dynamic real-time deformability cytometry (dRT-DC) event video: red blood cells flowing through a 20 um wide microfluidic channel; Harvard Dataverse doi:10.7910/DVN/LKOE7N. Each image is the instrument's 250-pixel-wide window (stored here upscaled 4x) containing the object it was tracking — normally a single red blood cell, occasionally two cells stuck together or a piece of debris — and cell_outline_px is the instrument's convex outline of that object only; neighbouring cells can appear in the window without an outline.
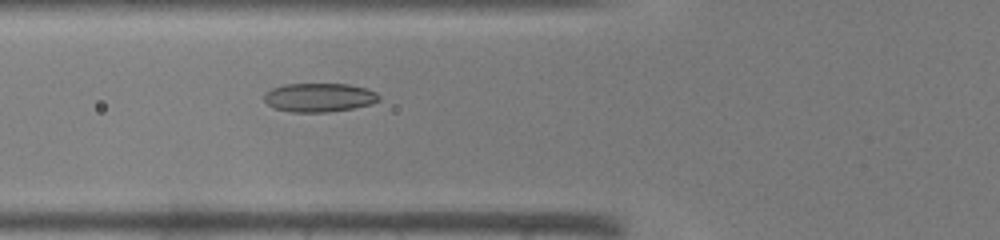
{"species": "common noctule bat (a hibernating species)", "species_latin": "Nyctalus noctula", "temperature_condition": "warm", "stored_images_in_passage": 30, "camera_frame_rate_fps": 3000, "um_per_image_px": 0.085, "animal": {"sex": "male", "body_mass_g": 19.0, "forearm_length_mm": 50.8}, "frame": {"image": 1, "passage_image": 7, "time_ms": 2.0, "image_size_px": [1000, 240], "cell_outline_px": [[380, 100], [372, 104], [352, 108], [328, 112], [292, 112], [272, 108], [264, 100], [264, 92], [272, 88], [284, 84], [348, 84], [368, 88], [376, 92], [380, 96]], "centroid_in_image_um": [27.13, 8.28], "position_along_channel_um": 98.7, "area_um2": 19.48}}
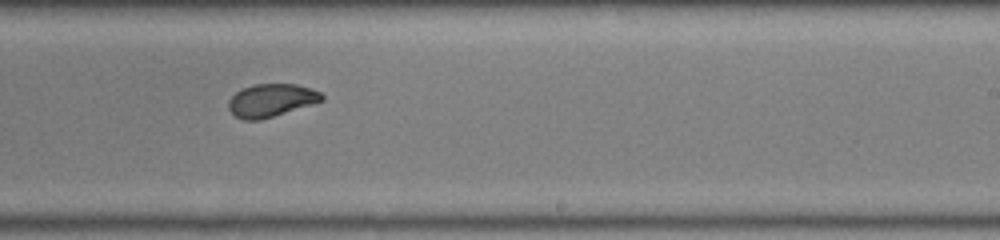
{"frame": {"image": 2, "passage_image": 18, "time_ms": 5.667, "image_size_px": [1000, 240], "cell_outline_px": [[324, 100], [260, 120], [244, 120], [236, 116], [228, 108], [228, 100], [236, 92], [244, 88], [256, 84], [296, 84], [320, 92], [324, 96]], "centroid_in_image_um": [23.03, 8.52], "position_along_channel_um": 266.0, "area_um2": 17.57}}
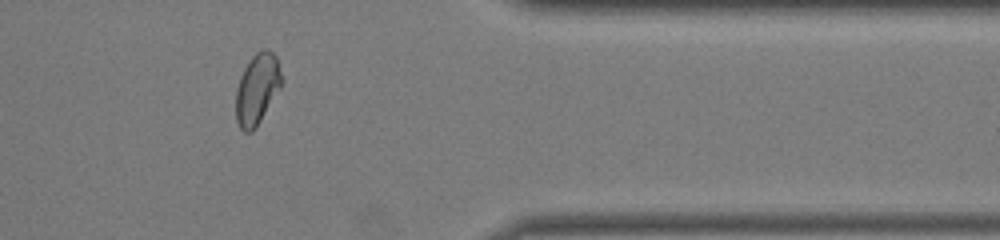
{"frame": {"image": 3, "passage_image": 27, "time_ms": 8.667, "image_size_px": [1000, 240], "cell_outline_px": [[280, 88], [260, 120], [252, 132], [244, 132], [240, 128], [236, 120], [236, 88], [240, 76], [244, 68], [252, 56], [256, 52], [264, 48], [268, 48], [276, 56], [280, 72]], "centroid_in_image_um": [21.82, 7.55], "position_along_channel_um": 389.6, "area_um2": 18.55}}